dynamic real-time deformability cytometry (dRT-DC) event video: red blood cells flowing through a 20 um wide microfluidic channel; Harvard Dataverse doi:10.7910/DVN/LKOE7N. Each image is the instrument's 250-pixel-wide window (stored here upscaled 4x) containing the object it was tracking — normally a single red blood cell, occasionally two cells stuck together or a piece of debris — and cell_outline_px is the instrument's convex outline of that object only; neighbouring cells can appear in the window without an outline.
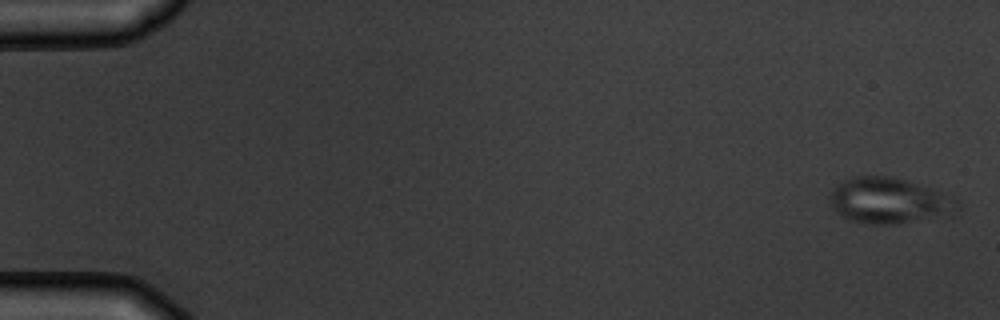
{"species": "common noctule bat (a hibernating species)", "species_latin": "Nyctalus noctula", "temperature_condition": "warm", "stored_images_in_passage": 5, "camera_frame_rate_fps": 3000, "um_per_image_px": 0.085, "animal": {"sex": "male", "body_mass_g": 19.5, "forearm_length_mm": 54.6}, "frame": {"image": 1, "passage_image": 1, "time_ms": 0.0, "image_size_px": [1000, 320], "cell_outline_px": [[960, 200], [952, 216], [892, 224], [872, 224], [852, 220], [840, 216], [836, 212], [832, 204], [832, 188], [836, 184], [852, 176], [888, 176], [904, 180], [932, 188], [956, 196]], "centroid_in_image_um": [75.64, 17.06], "position_along_channel_um": 9.4, "area_um2": 34.16}}